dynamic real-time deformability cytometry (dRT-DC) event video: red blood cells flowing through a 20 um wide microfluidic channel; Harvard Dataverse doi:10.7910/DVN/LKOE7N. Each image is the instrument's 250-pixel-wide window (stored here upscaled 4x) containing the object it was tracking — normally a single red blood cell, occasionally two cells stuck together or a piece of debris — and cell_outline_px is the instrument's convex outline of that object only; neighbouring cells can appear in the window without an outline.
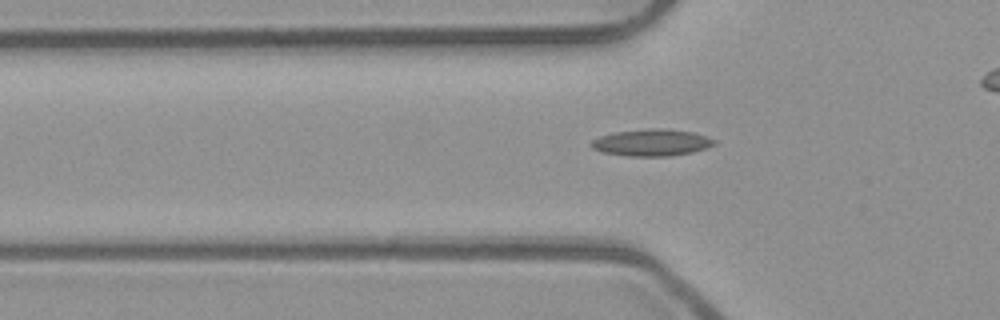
{"species": "common noctule bat (a hibernating species)", "species_latin": "Nyctalus noctula", "temperature_condition": "room temperature", "stored_images_in_passage": 35, "camera_frame_rate_fps": 3000, "um_per_image_px": 0.085, "animal": {"sex": "male", "body_mass_g": 23.1, "forearm_length_mm": 52.7}, "frame": {"image": 1, "passage_image": 8, "time_ms": 2.333, "image_size_px": [1000, 320], "cell_outline_px": [[716, 144], [708, 148], [692, 152], [668, 156], [628, 156], [604, 152], [592, 148], [588, 144], [592, 140], [600, 136], [612, 132], [648, 128], [664, 128], [692, 132], [708, 136], [716, 140]], "centroid_in_image_um": [55.4, 12.11], "position_along_channel_um": 70.4, "area_um2": 19.42}}
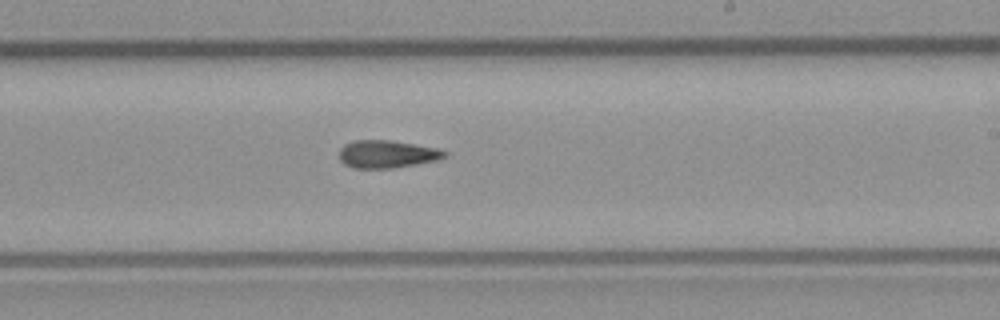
{"frame": {"image": 2, "passage_image": 22, "time_ms": 7.0, "image_size_px": [1000, 320], "cell_outline_px": [[448, 156], [436, 160], [392, 168], [352, 168], [344, 164], [340, 160], [340, 148], [344, 144], [356, 140], [392, 140], [436, 148], [448, 152]], "centroid_in_image_um": [32.88, 13.09], "position_along_channel_um": 256.1, "area_um2": 16.94}}
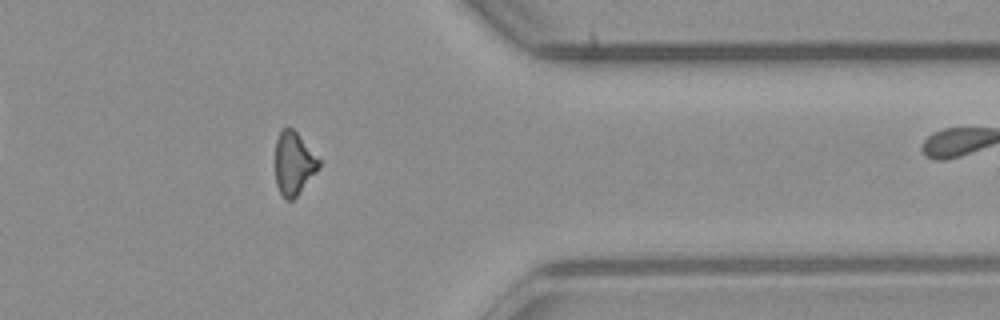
{"frame": {"image": 3, "passage_image": 33, "time_ms": 10.667, "image_size_px": [1000, 320], "cell_outline_px": [[320, 164], [316, 172], [296, 196], [292, 200], [284, 200], [276, 184], [276, 140], [280, 128], [292, 128], [296, 132], [320, 160]], "centroid_in_image_um": [24.95, 13.89], "position_along_channel_um": 386.5, "area_um2": 15.78}}